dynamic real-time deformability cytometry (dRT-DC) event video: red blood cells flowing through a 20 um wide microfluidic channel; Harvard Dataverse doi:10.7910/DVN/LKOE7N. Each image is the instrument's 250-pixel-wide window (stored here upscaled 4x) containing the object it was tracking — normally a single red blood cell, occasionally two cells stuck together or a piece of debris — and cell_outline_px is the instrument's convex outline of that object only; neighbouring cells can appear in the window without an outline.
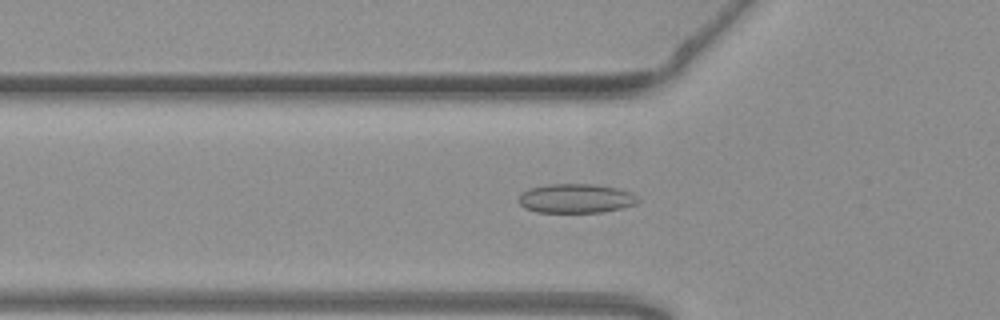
{"species": "common noctule bat (a hibernating species)", "species_latin": "Nyctalus noctula", "temperature_condition": "warm", "stored_images_in_passage": 54, "camera_frame_rate_fps": 3000, "um_per_image_px": 0.085, "animal": {"sex": "female", "body_mass_g": 19.3, "forearm_length_mm": 54.1}, "frame": {"image": 1, "passage_image": 18, "time_ms": 5.667, "image_size_px": [1000, 320], "cell_outline_px": [[640, 200], [636, 204], [604, 212], [536, 212], [524, 208], [520, 204], [520, 192], [528, 188], [548, 184], [596, 184], [620, 188], [632, 192]], "centroid_in_image_um": [48.96, 16.85], "position_along_channel_um": 76.8, "area_um2": 20.52}}
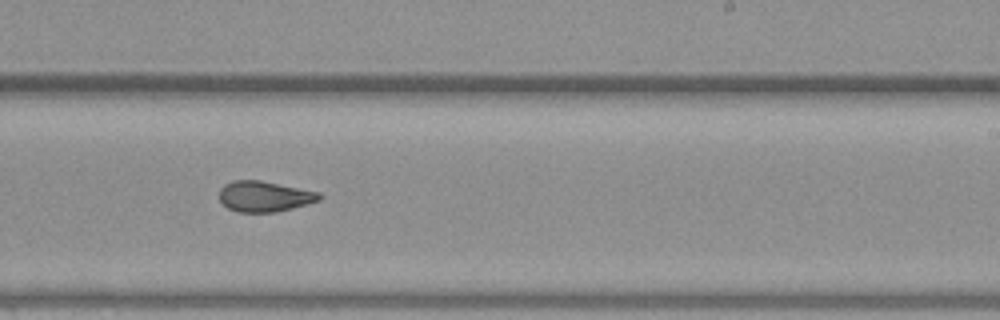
{"frame": {"image": 2, "passage_image": 33, "time_ms": 10.667, "image_size_px": [1000, 320], "cell_outline_px": [[324, 196], [320, 200], [292, 208], [276, 212], [236, 212], [228, 208], [220, 200], [220, 188], [224, 184], [232, 180], [260, 180], [320, 192]], "centroid_in_image_um": [22.48, 16.69], "position_along_channel_um": 266.5, "area_um2": 17.92}}
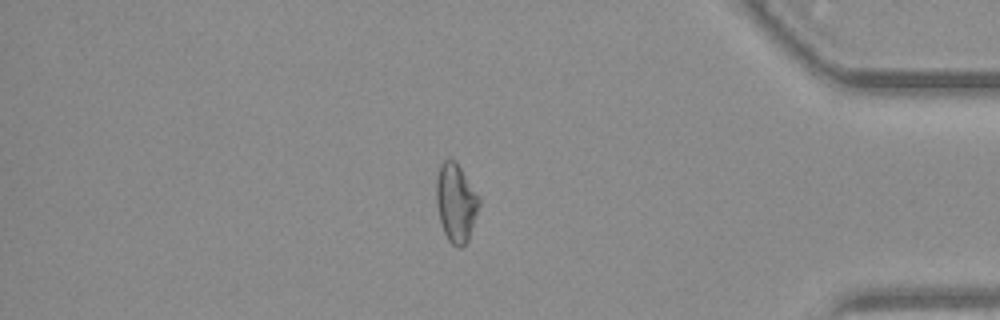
{"frame": {"image": 3, "passage_image": 46, "time_ms": 15.0, "image_size_px": [1000, 320], "cell_outline_px": [[480, 204], [468, 240], [460, 248], [456, 248], [448, 240], [444, 232], [440, 220], [436, 200], [436, 176], [440, 164], [444, 160], [452, 160], [460, 168], [480, 196]], "centroid_in_image_um": [38.75, 17.24], "position_along_channel_um": 396.4, "area_um2": 19.42}, "authors_computed_cell_mechanics": {"area_um2": 19.7387, "velocity_mm_per_s": 3.785, "shape_relaxation_time_tau1_ms": null, "shape_relaxation_time_tau2_ms": 1.8096, "deformation_change_tau1": null, "deformation_change_tau2": 0.0794}}